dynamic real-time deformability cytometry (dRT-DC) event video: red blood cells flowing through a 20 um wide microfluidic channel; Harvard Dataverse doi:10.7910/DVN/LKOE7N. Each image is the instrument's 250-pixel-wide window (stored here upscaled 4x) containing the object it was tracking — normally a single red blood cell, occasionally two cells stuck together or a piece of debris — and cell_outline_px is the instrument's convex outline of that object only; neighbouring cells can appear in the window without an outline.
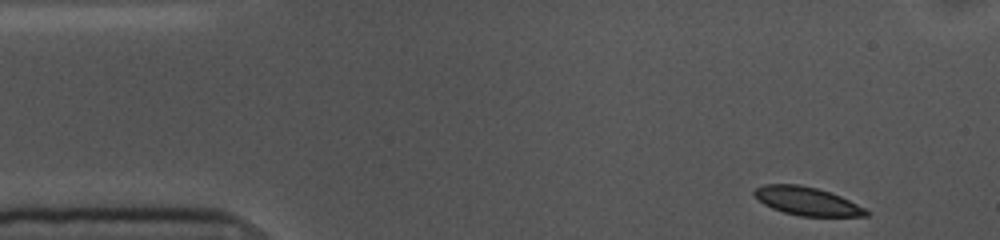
{"species": "common noctule bat (a hibernating species)", "species_latin": "Nyctalus noctula", "temperature_condition": "cold", "stored_images_in_passage": 51, "camera_frame_rate_fps": 3000, "um_per_image_px": 0.085, "animal": {"sex": "female", "body_mass_g": 10.0, "forearm_length_mm": 53.1}, "frame": {"image": 1, "passage_image": 1, "time_ms": 0.0, "image_size_px": [1000, 240], "cell_outline_px": [[868, 216], [800, 216], [784, 212], [772, 208], [764, 204], [752, 192], [756, 188], [764, 184], [800, 184], [816, 188], [840, 196], [864, 208], [868, 212]], "centroid_in_image_um": [68.56, 17.09], "position_along_channel_um": 16.4, "area_um2": 18.15}}
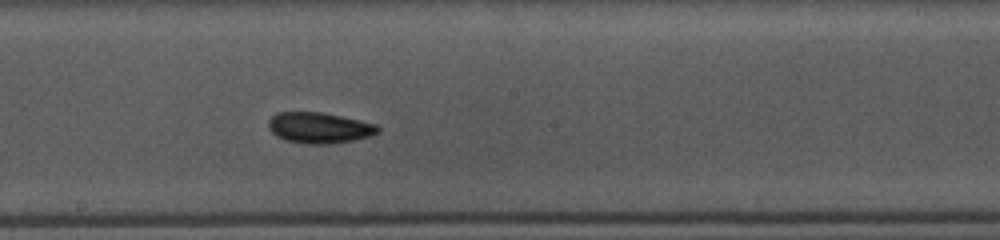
{"frame": {"image": 2, "passage_image": 25, "time_ms": 8.0, "image_size_px": [1000, 240], "cell_outline_px": [[380, 132], [368, 136], [352, 140], [328, 144], [304, 144], [288, 140], [276, 136], [268, 128], [268, 120], [276, 112], [320, 112], [360, 120], [376, 124], [380, 128]], "centroid_in_image_um": [27.12, 10.86], "position_along_channel_um": 221.1, "area_um2": 19.59}}
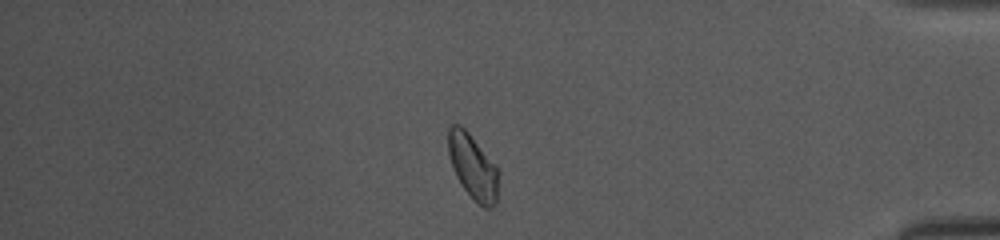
{"frame": {"image": 3, "passage_image": 43, "time_ms": 14.0, "image_size_px": [1000, 240], "cell_outline_px": [[496, 200], [492, 208], [484, 208], [464, 188], [456, 176], [448, 152], [448, 128], [452, 124], [460, 124], [468, 132], [496, 168]], "centroid_in_image_um": [40.13, 14.13], "position_along_channel_um": 395.1, "area_um2": 17.98}, "authors_computed_cell_mechanics": {"area_um2": 18.9006, "velocity_mm_per_s": 3.5389, "shape_relaxation_time_tau1_ms": null, "shape_relaxation_time_tau2_ms": 4.7383, "deformation_change_tau1": null, "deformation_change_tau2": 0.0788}}